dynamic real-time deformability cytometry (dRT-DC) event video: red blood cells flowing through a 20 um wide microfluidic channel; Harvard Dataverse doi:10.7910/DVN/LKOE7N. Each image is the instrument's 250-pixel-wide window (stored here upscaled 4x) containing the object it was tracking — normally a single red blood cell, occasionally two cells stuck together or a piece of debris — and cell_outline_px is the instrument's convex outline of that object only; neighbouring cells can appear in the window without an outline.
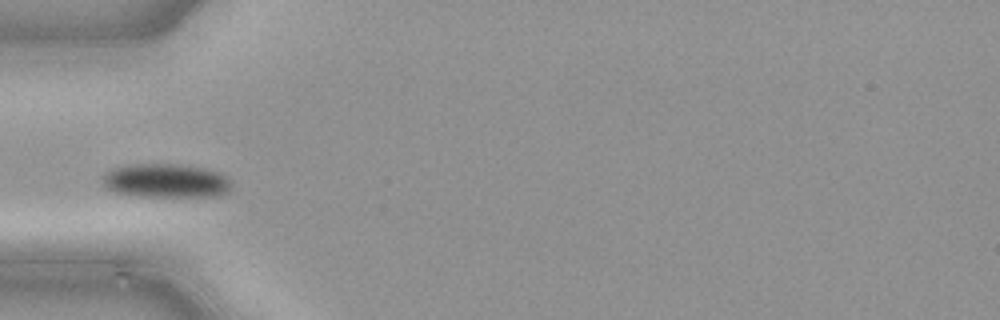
{"species": "common noctule bat (a hibernating species)", "species_latin": "Nyctalus noctula", "temperature_condition": "cold", "stored_images_in_passage": 34, "camera_frame_rate_fps": 3000, "um_per_image_px": 0.085, "animal": {"sex": "male", "body_mass_g": 21.5, "forearm_length_mm": 52.0}, "frame": {"image": 1, "passage_image": 1, "time_ms": 0.0, "image_size_px": [1000, 320], "cell_outline_px": [[232, 184], [228, 192], [216, 196], [140, 196], [116, 192], [108, 188], [104, 184], [100, 176], [104, 172], [116, 168], [136, 164], [168, 164], [200, 168], [216, 172], [232, 180]], "centroid_in_image_um": [14.09, 15.37], "position_along_channel_um": 70.9, "area_um2": 25.03}}
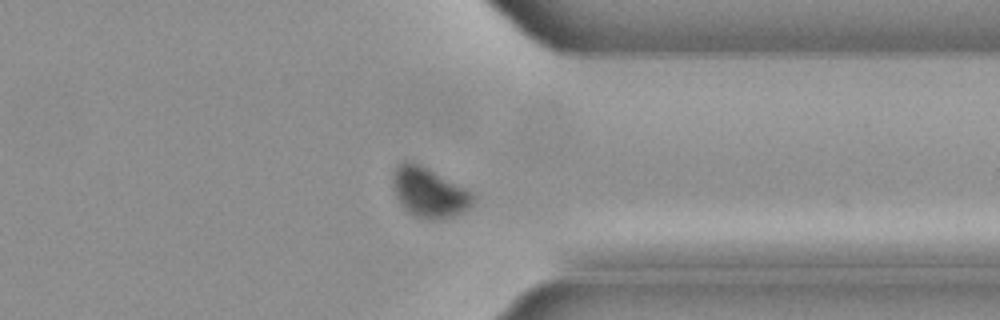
{"frame": {"image": 2, "passage_image": 23, "time_ms": 7.333, "image_size_px": [1000, 320], "cell_outline_px": [[476, 200], [464, 212], [452, 216], [416, 216], [408, 212], [404, 208], [396, 196], [392, 188], [392, 172], [396, 164], [400, 160], [408, 160], [420, 164], [468, 188], [472, 192]], "centroid_in_image_um": [36.45, 16.26], "position_along_channel_um": 375.0, "area_um2": 23.24}}
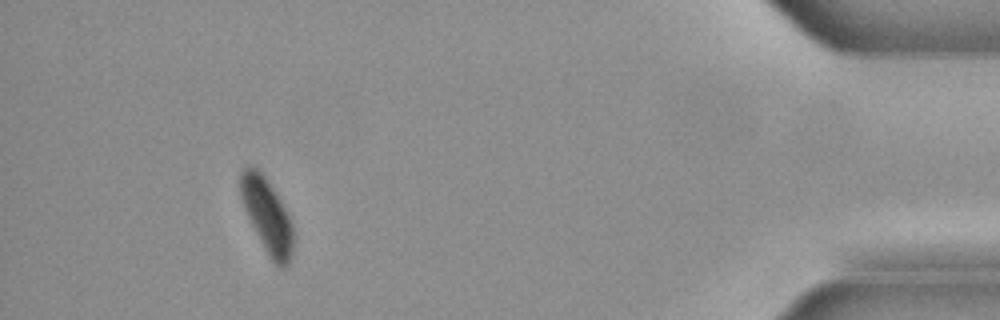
{"frame": {"image": 3, "passage_image": 30, "time_ms": 9.667, "image_size_px": [1000, 320], "cell_outline_px": [[292, 252], [288, 264], [284, 268], [280, 268], [272, 260], [264, 248], [244, 208], [240, 196], [240, 172], [248, 164], [256, 168], [264, 176], [280, 200], [292, 224]], "centroid_in_image_um": [22.68, 18.31], "position_along_channel_um": 412.5, "area_um2": 22.25}}